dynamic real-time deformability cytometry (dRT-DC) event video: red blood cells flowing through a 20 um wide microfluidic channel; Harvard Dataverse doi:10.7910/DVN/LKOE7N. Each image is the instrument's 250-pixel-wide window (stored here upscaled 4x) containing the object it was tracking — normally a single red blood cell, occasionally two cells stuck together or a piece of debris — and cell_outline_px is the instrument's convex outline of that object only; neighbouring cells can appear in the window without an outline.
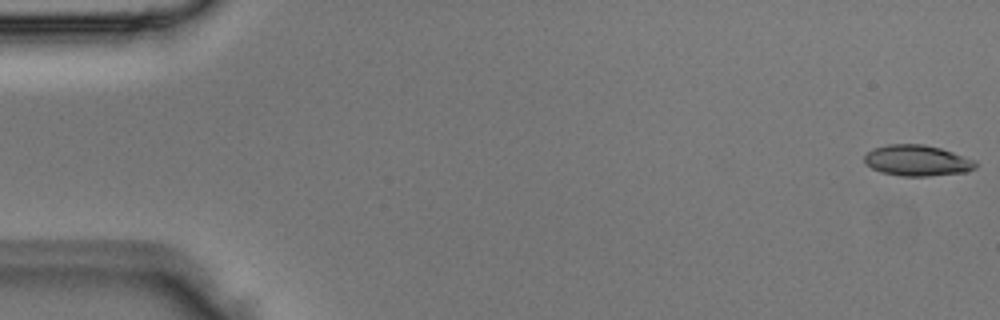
{"species": "Egyptian fruit bat (a non-hibernating species)", "species_latin": "Rousettus aegyptiacus", "temperature_condition": "room temperature", "stored_images_in_passage": 4, "camera_frame_rate_fps": 3000, "um_per_image_px": 0.085, "animal": {"sex": "male"}, "frame": {"image": 1, "passage_image": 1, "time_ms": 0.0, "image_size_px": [1000, 320], "cell_outline_px": [[976, 168], [964, 172], [928, 176], [900, 176], [880, 172], [872, 168], [864, 160], [864, 156], [872, 148], [888, 144], [924, 144], [940, 148], [976, 160]], "centroid_in_image_um": [77.95, 13.64], "position_along_channel_um": 7.1, "area_um2": 20.0}}